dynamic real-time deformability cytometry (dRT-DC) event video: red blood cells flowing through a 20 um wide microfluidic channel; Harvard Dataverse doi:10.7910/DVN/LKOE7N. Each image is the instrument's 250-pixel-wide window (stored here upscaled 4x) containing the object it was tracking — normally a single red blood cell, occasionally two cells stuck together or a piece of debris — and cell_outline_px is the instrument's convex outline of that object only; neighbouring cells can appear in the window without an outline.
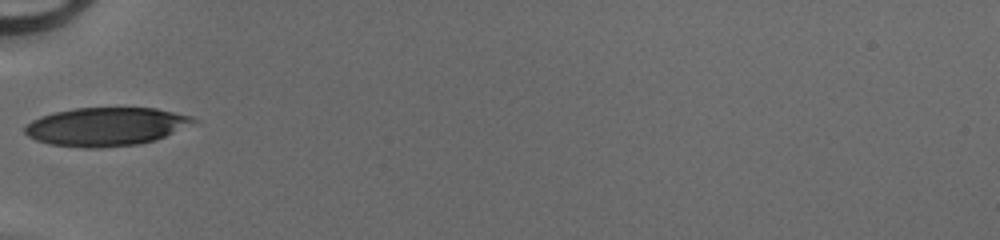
{"species": "human", "species_latin": "Homo sapiens", "temperature_condition": "cold", "stored_images_in_passage": 29, "camera_frame_rate_fps": 3000, "um_per_image_px": 0.085, "donor": {"sex": "male"}, "frame": {"image": 1, "passage_image": 1, "time_ms": 0.0, "image_size_px": [1000, 240], "cell_outline_px": [[196, 120], [156, 140], [140, 144], [100, 148], [84, 148], [52, 144], [36, 140], [28, 136], [24, 132], [24, 128], [32, 120], [40, 116], [52, 112], [76, 108], [156, 108], [192, 116]], "centroid_in_image_um": [8.94, 10.76], "position_along_channel_um": 76.1, "area_um2": 37.4}}
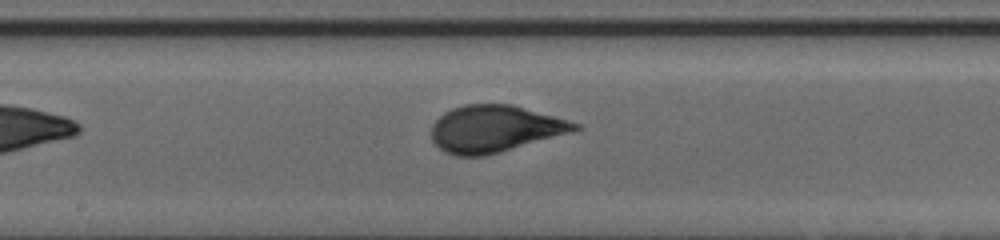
{"frame": {"image": 2, "passage_image": 10, "time_ms": 3.0, "image_size_px": [1000, 240], "cell_outline_px": [[584, 128], [576, 132], [500, 152], [484, 156], [456, 156], [444, 152], [432, 140], [432, 124], [444, 112], [452, 108], [464, 104], [512, 104], [568, 120], [580, 124]], "centroid_in_image_um": [42.1, 10.95], "position_along_channel_um": 206.1, "area_um2": 39.48}}
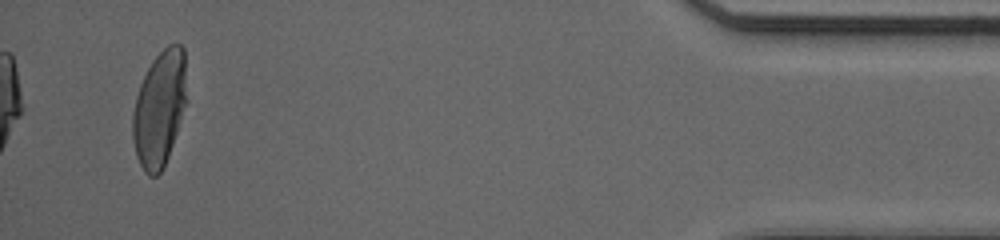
{"frame": {"image": 3, "passage_image": 29, "time_ms": 9.333, "image_size_px": [1000, 240], "cell_outline_px": [[184, 104], [176, 132], [168, 156], [160, 172], [156, 176], [148, 176], [144, 172], [136, 156], [132, 136], [132, 112], [136, 96], [140, 84], [152, 60], [168, 44], [180, 44], [184, 48]], "centroid_in_image_um": [13.5, 9.25], "position_along_channel_um": 421.7, "area_um2": 35.55}}